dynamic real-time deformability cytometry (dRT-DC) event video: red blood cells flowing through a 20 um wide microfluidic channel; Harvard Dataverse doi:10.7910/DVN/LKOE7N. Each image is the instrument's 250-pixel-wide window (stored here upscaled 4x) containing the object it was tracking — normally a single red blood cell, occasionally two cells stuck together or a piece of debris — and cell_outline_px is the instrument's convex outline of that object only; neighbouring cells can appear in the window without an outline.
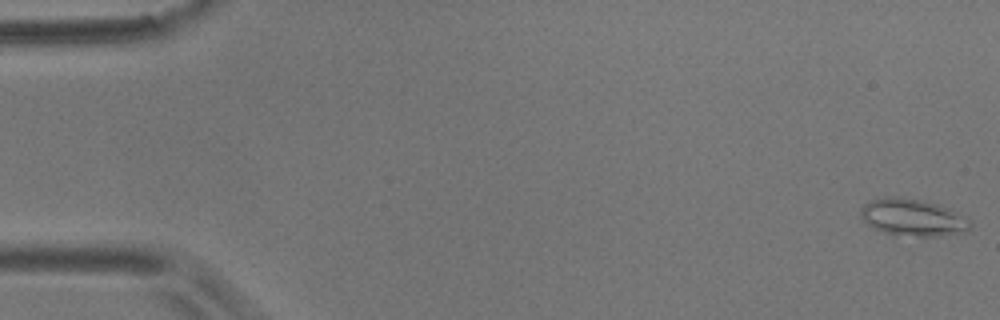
{"species": "common noctule bat (a hibernating species)", "species_latin": "Nyctalus noctula", "temperature_condition": "room temperature", "stored_images_in_passage": 17, "camera_frame_rate_fps": 3000, "um_per_image_px": 0.085, "animal": {"sex": "male", "body_mass_g": 17.9}, "frame": {"image": 1, "passage_image": 1, "time_ms": 0.0, "image_size_px": [1000, 320], "cell_outline_px": [[972, 228], [964, 232], [936, 236], [892, 236], [872, 228], [860, 216], [860, 208], [868, 200], [884, 196], [896, 196], [920, 200], [936, 204], [960, 212], [968, 216], [972, 220]], "centroid_in_image_um": [77.59, 18.49], "position_along_channel_um": 7.4, "area_um2": 24.33}}